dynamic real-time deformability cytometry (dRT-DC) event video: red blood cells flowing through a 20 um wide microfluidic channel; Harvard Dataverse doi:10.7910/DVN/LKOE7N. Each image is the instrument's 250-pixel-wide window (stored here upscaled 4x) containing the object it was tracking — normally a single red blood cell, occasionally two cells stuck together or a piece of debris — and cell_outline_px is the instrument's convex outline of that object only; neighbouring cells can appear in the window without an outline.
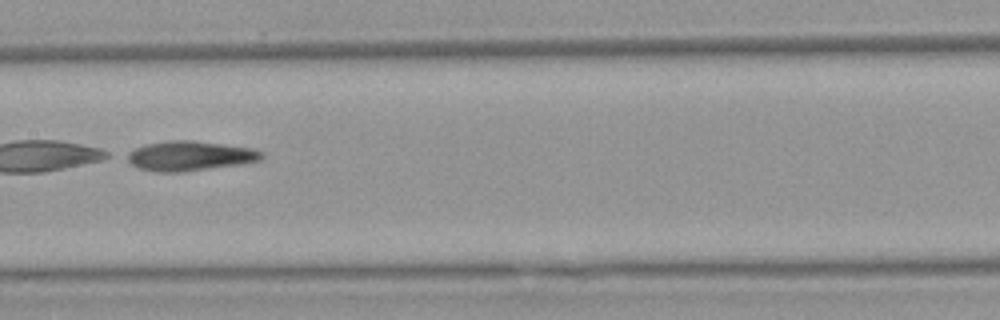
{"species": "Egyptian fruit bat (a non-hibernating species)", "species_latin": "Rousettus aegyptiacus", "temperature_condition": "warm", "stored_images_in_passage": 5, "camera_frame_rate_fps": 3000, "um_per_image_px": 0.085, "animal": {"sex": "female"}, "frame": {"image": 1, "passage_image": 4, "time_ms": 3.667, "image_size_px": [1000, 320], "cell_outline_px": [[264, 156], [260, 160], [240, 164], [184, 172], [156, 172], [136, 168], [120, 156], [144, 144], [168, 140], [192, 140], [252, 148], [264, 152]], "centroid_in_image_um": [16.05, 13.25], "position_along_channel_um": 191.4, "area_um2": 23.7}}